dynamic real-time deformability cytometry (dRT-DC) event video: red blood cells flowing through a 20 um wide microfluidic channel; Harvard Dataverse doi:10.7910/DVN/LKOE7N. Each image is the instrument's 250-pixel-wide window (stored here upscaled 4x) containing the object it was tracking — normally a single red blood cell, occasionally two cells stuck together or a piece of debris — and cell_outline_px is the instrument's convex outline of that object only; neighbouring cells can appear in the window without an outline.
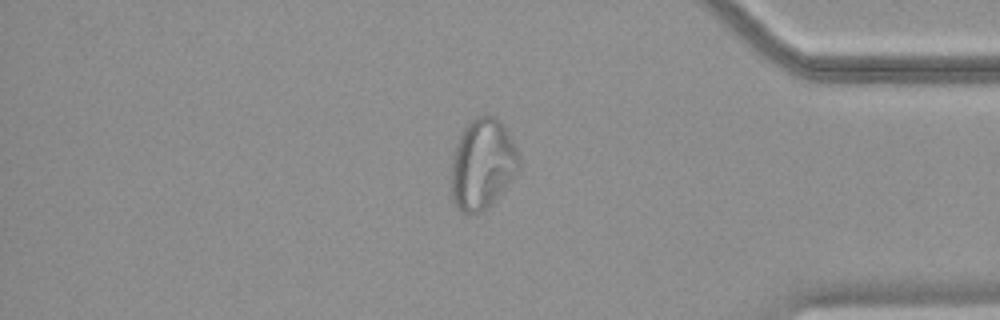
{"species": "common noctule bat (a hibernating species)", "species_latin": "Nyctalus noctula", "temperature_condition": "warm", "stored_images_in_passage": 49, "camera_frame_rate_fps": 3000, "um_per_image_px": 0.085, "animal": {"sex": "female", "body_mass_g": 18.4}, "frame": {"image": 1, "passage_image": 42, "time_ms": 13.667, "image_size_px": [1000, 320], "cell_outline_px": [[520, 164], [516, 172], [504, 188], [488, 208], [484, 212], [476, 216], [468, 216], [460, 212], [456, 208], [452, 200], [452, 160], [456, 144], [460, 132], [476, 116], [488, 112], [500, 120], [504, 124], [520, 156]], "centroid_in_image_um": [40.99, 13.96], "position_along_channel_um": 394.2, "area_um2": 36.24}}